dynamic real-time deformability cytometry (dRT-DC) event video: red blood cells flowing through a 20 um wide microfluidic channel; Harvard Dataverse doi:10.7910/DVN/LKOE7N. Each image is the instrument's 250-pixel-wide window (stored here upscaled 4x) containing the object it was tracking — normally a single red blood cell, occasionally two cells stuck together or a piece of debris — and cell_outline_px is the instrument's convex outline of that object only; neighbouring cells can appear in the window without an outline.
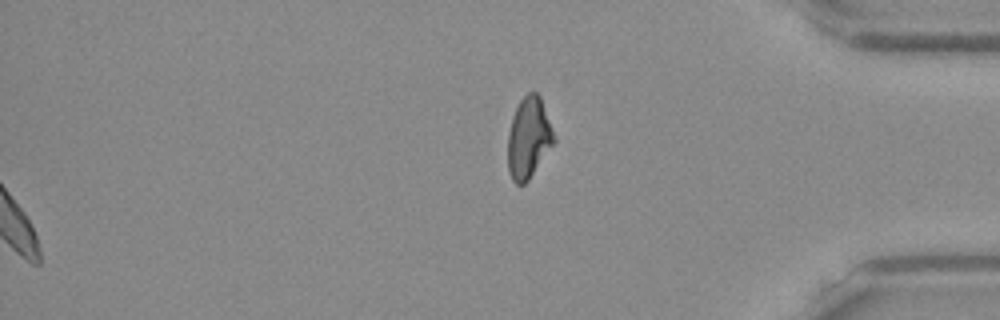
{"species": "Egyptian fruit bat (a non-hibernating species)", "species_latin": "Rousettus aegyptiacus", "temperature_condition": "warm", "stored_images_in_passage": 55, "segment_of_instrument_passage": [2, 2], "camera_frame_rate_fps": 3000, "um_per_image_px": 0.085, "frame": {"image": 1, "passage_image": 55, "time_ms": 18.0, "image_size_px": [1000, 320], "cell_outline_px": [[556, 140], [528, 180], [524, 184], [516, 184], [512, 180], [508, 172], [508, 132], [512, 116], [520, 100], [528, 92], [536, 92], [540, 96], [556, 136]], "centroid_in_image_um": [44.93, 11.71], "position_along_channel_um": 390.3, "area_um2": 21.79}}